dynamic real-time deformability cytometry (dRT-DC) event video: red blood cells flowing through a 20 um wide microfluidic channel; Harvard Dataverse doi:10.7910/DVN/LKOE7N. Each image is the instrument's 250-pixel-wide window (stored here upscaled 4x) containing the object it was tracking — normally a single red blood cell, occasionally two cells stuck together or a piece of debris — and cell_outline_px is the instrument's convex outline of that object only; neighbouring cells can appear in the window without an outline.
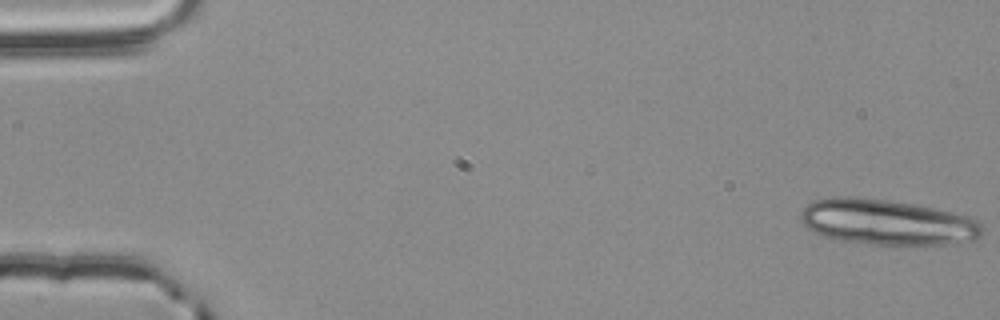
{"species": "common noctule bat (a hibernating species)", "species_latin": "Nyctalus noctula", "temperature_condition": "room temperature", "stored_images_in_passage": 17, "camera_frame_rate_fps": 3000, "um_per_image_px": 0.085, "animal": {"sex": "male", "body_mass_g": 20.4}, "frame": {"image": 1, "passage_image": 1, "time_ms": 0.0, "image_size_px": [1000, 320], "cell_outline_px": [[984, 232], [980, 236], [972, 240], [944, 244], [872, 244], [840, 240], [824, 236], [812, 232], [800, 220], [800, 212], [808, 204], [816, 200], [836, 196], [852, 196], [888, 200], [912, 204], [952, 212], [968, 216], [980, 224], [984, 228]], "centroid_in_image_um": [75.37, 18.88], "position_along_channel_um": 9.6, "area_um2": 47.8}}